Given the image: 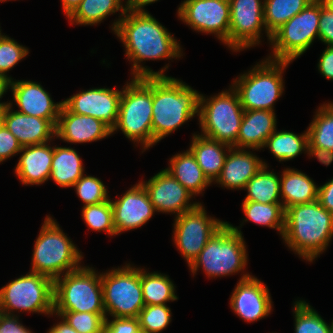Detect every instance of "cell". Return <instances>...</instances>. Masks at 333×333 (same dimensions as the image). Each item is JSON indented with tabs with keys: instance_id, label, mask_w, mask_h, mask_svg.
I'll list each match as a JSON object with an SVG mask.
<instances>
[{
	"instance_id": "obj_10",
	"label": "cell",
	"mask_w": 333,
	"mask_h": 333,
	"mask_svg": "<svg viewBox=\"0 0 333 333\" xmlns=\"http://www.w3.org/2000/svg\"><path fill=\"white\" fill-rule=\"evenodd\" d=\"M320 0H313L271 36L272 60L290 61L302 55L319 39Z\"/></svg>"
},
{
	"instance_id": "obj_22",
	"label": "cell",
	"mask_w": 333,
	"mask_h": 333,
	"mask_svg": "<svg viewBox=\"0 0 333 333\" xmlns=\"http://www.w3.org/2000/svg\"><path fill=\"white\" fill-rule=\"evenodd\" d=\"M12 103L3 109V119L6 128L17 138L19 144L30 146L48 143L56 136V126L48 119L12 111Z\"/></svg>"
},
{
	"instance_id": "obj_19",
	"label": "cell",
	"mask_w": 333,
	"mask_h": 333,
	"mask_svg": "<svg viewBox=\"0 0 333 333\" xmlns=\"http://www.w3.org/2000/svg\"><path fill=\"white\" fill-rule=\"evenodd\" d=\"M113 224L116 235L143 226L156 211L141 182L118 200L112 201Z\"/></svg>"
},
{
	"instance_id": "obj_47",
	"label": "cell",
	"mask_w": 333,
	"mask_h": 333,
	"mask_svg": "<svg viewBox=\"0 0 333 333\" xmlns=\"http://www.w3.org/2000/svg\"><path fill=\"white\" fill-rule=\"evenodd\" d=\"M318 70L327 79L333 80V46H327L320 56Z\"/></svg>"
},
{
	"instance_id": "obj_20",
	"label": "cell",
	"mask_w": 333,
	"mask_h": 333,
	"mask_svg": "<svg viewBox=\"0 0 333 333\" xmlns=\"http://www.w3.org/2000/svg\"><path fill=\"white\" fill-rule=\"evenodd\" d=\"M8 88L13 92V99L20 108L18 111L41 119L50 120L55 126L63 101L54 103L49 93L37 82L9 81Z\"/></svg>"
},
{
	"instance_id": "obj_41",
	"label": "cell",
	"mask_w": 333,
	"mask_h": 333,
	"mask_svg": "<svg viewBox=\"0 0 333 333\" xmlns=\"http://www.w3.org/2000/svg\"><path fill=\"white\" fill-rule=\"evenodd\" d=\"M84 206L98 204L109 200L103 182L94 176H82L73 186Z\"/></svg>"
},
{
	"instance_id": "obj_13",
	"label": "cell",
	"mask_w": 333,
	"mask_h": 333,
	"mask_svg": "<svg viewBox=\"0 0 333 333\" xmlns=\"http://www.w3.org/2000/svg\"><path fill=\"white\" fill-rule=\"evenodd\" d=\"M225 223L208 217L201 203L192 210L176 216L173 232L174 242L186 259L188 266L193 263L208 240Z\"/></svg>"
},
{
	"instance_id": "obj_24",
	"label": "cell",
	"mask_w": 333,
	"mask_h": 333,
	"mask_svg": "<svg viewBox=\"0 0 333 333\" xmlns=\"http://www.w3.org/2000/svg\"><path fill=\"white\" fill-rule=\"evenodd\" d=\"M15 173L24 185H39L49 179L54 146L46 143L24 146Z\"/></svg>"
},
{
	"instance_id": "obj_39",
	"label": "cell",
	"mask_w": 333,
	"mask_h": 333,
	"mask_svg": "<svg viewBox=\"0 0 333 333\" xmlns=\"http://www.w3.org/2000/svg\"><path fill=\"white\" fill-rule=\"evenodd\" d=\"M79 333H103L106 314L75 311H53Z\"/></svg>"
},
{
	"instance_id": "obj_26",
	"label": "cell",
	"mask_w": 333,
	"mask_h": 333,
	"mask_svg": "<svg viewBox=\"0 0 333 333\" xmlns=\"http://www.w3.org/2000/svg\"><path fill=\"white\" fill-rule=\"evenodd\" d=\"M224 148L229 151L231 146L199 134L193 135L189 150L195 156L198 165L211 183L220 176L224 166L227 156Z\"/></svg>"
},
{
	"instance_id": "obj_5",
	"label": "cell",
	"mask_w": 333,
	"mask_h": 333,
	"mask_svg": "<svg viewBox=\"0 0 333 333\" xmlns=\"http://www.w3.org/2000/svg\"><path fill=\"white\" fill-rule=\"evenodd\" d=\"M82 258L81 252L60 229L59 224L47 215L35 241L30 272L48 276L54 281L64 271L69 273L80 268Z\"/></svg>"
},
{
	"instance_id": "obj_45",
	"label": "cell",
	"mask_w": 333,
	"mask_h": 333,
	"mask_svg": "<svg viewBox=\"0 0 333 333\" xmlns=\"http://www.w3.org/2000/svg\"><path fill=\"white\" fill-rule=\"evenodd\" d=\"M21 148L17 138L3 125L0 129V163L20 153Z\"/></svg>"
},
{
	"instance_id": "obj_27",
	"label": "cell",
	"mask_w": 333,
	"mask_h": 333,
	"mask_svg": "<svg viewBox=\"0 0 333 333\" xmlns=\"http://www.w3.org/2000/svg\"><path fill=\"white\" fill-rule=\"evenodd\" d=\"M280 196L284 209L318 200V187L310 177L295 169H286L280 178Z\"/></svg>"
},
{
	"instance_id": "obj_44",
	"label": "cell",
	"mask_w": 333,
	"mask_h": 333,
	"mask_svg": "<svg viewBox=\"0 0 333 333\" xmlns=\"http://www.w3.org/2000/svg\"><path fill=\"white\" fill-rule=\"evenodd\" d=\"M319 40L333 46V10L320 0Z\"/></svg>"
},
{
	"instance_id": "obj_43",
	"label": "cell",
	"mask_w": 333,
	"mask_h": 333,
	"mask_svg": "<svg viewBox=\"0 0 333 333\" xmlns=\"http://www.w3.org/2000/svg\"><path fill=\"white\" fill-rule=\"evenodd\" d=\"M103 333H141L138 317L106 318Z\"/></svg>"
},
{
	"instance_id": "obj_17",
	"label": "cell",
	"mask_w": 333,
	"mask_h": 333,
	"mask_svg": "<svg viewBox=\"0 0 333 333\" xmlns=\"http://www.w3.org/2000/svg\"><path fill=\"white\" fill-rule=\"evenodd\" d=\"M230 305L234 313L247 322L258 321L268 316L272 301L268 288L250 274H243L237 283Z\"/></svg>"
},
{
	"instance_id": "obj_23",
	"label": "cell",
	"mask_w": 333,
	"mask_h": 333,
	"mask_svg": "<svg viewBox=\"0 0 333 333\" xmlns=\"http://www.w3.org/2000/svg\"><path fill=\"white\" fill-rule=\"evenodd\" d=\"M224 166L220 176L215 182L222 185V187L231 189H244L246 183L258 173L263 166H267L265 162L253 155L250 151L245 149L231 147L228 151Z\"/></svg>"
},
{
	"instance_id": "obj_40",
	"label": "cell",
	"mask_w": 333,
	"mask_h": 333,
	"mask_svg": "<svg viewBox=\"0 0 333 333\" xmlns=\"http://www.w3.org/2000/svg\"><path fill=\"white\" fill-rule=\"evenodd\" d=\"M171 310L167 305H145L139 312L141 333H159L171 322Z\"/></svg>"
},
{
	"instance_id": "obj_37",
	"label": "cell",
	"mask_w": 333,
	"mask_h": 333,
	"mask_svg": "<svg viewBox=\"0 0 333 333\" xmlns=\"http://www.w3.org/2000/svg\"><path fill=\"white\" fill-rule=\"evenodd\" d=\"M295 333H331V325L306 301L294 303Z\"/></svg>"
},
{
	"instance_id": "obj_32",
	"label": "cell",
	"mask_w": 333,
	"mask_h": 333,
	"mask_svg": "<svg viewBox=\"0 0 333 333\" xmlns=\"http://www.w3.org/2000/svg\"><path fill=\"white\" fill-rule=\"evenodd\" d=\"M268 166L256 173L250 181L246 183L245 190L248 194L244 201H254L263 204L282 203L280 196V178L270 171Z\"/></svg>"
},
{
	"instance_id": "obj_33",
	"label": "cell",
	"mask_w": 333,
	"mask_h": 333,
	"mask_svg": "<svg viewBox=\"0 0 333 333\" xmlns=\"http://www.w3.org/2000/svg\"><path fill=\"white\" fill-rule=\"evenodd\" d=\"M313 0H264V23L272 35Z\"/></svg>"
},
{
	"instance_id": "obj_52",
	"label": "cell",
	"mask_w": 333,
	"mask_h": 333,
	"mask_svg": "<svg viewBox=\"0 0 333 333\" xmlns=\"http://www.w3.org/2000/svg\"><path fill=\"white\" fill-rule=\"evenodd\" d=\"M63 10L67 18L74 12V10L80 5L82 0H61Z\"/></svg>"
},
{
	"instance_id": "obj_1",
	"label": "cell",
	"mask_w": 333,
	"mask_h": 333,
	"mask_svg": "<svg viewBox=\"0 0 333 333\" xmlns=\"http://www.w3.org/2000/svg\"><path fill=\"white\" fill-rule=\"evenodd\" d=\"M112 30L121 39L126 56L133 61V78L166 76V65L158 72L140 65L144 60L180 58V44L148 12L126 11L125 15L114 22Z\"/></svg>"
},
{
	"instance_id": "obj_56",
	"label": "cell",
	"mask_w": 333,
	"mask_h": 333,
	"mask_svg": "<svg viewBox=\"0 0 333 333\" xmlns=\"http://www.w3.org/2000/svg\"><path fill=\"white\" fill-rule=\"evenodd\" d=\"M331 333H333V322L331 323Z\"/></svg>"
},
{
	"instance_id": "obj_57",
	"label": "cell",
	"mask_w": 333,
	"mask_h": 333,
	"mask_svg": "<svg viewBox=\"0 0 333 333\" xmlns=\"http://www.w3.org/2000/svg\"><path fill=\"white\" fill-rule=\"evenodd\" d=\"M3 36H4V35H1V31H0V40L2 39Z\"/></svg>"
},
{
	"instance_id": "obj_14",
	"label": "cell",
	"mask_w": 333,
	"mask_h": 333,
	"mask_svg": "<svg viewBox=\"0 0 333 333\" xmlns=\"http://www.w3.org/2000/svg\"><path fill=\"white\" fill-rule=\"evenodd\" d=\"M178 16L195 31L214 33L229 47V0H185Z\"/></svg>"
},
{
	"instance_id": "obj_28",
	"label": "cell",
	"mask_w": 333,
	"mask_h": 333,
	"mask_svg": "<svg viewBox=\"0 0 333 333\" xmlns=\"http://www.w3.org/2000/svg\"><path fill=\"white\" fill-rule=\"evenodd\" d=\"M165 170L192 195L202 193L211 184L189 149L174 155L170 159V167Z\"/></svg>"
},
{
	"instance_id": "obj_8",
	"label": "cell",
	"mask_w": 333,
	"mask_h": 333,
	"mask_svg": "<svg viewBox=\"0 0 333 333\" xmlns=\"http://www.w3.org/2000/svg\"><path fill=\"white\" fill-rule=\"evenodd\" d=\"M290 63L267 58L234 80L233 89L238 93L242 108L274 112L273 105L284 90L282 71Z\"/></svg>"
},
{
	"instance_id": "obj_38",
	"label": "cell",
	"mask_w": 333,
	"mask_h": 333,
	"mask_svg": "<svg viewBox=\"0 0 333 333\" xmlns=\"http://www.w3.org/2000/svg\"><path fill=\"white\" fill-rule=\"evenodd\" d=\"M82 217L90 229L98 232L105 231L109 235H116L110 199L98 204L83 206Z\"/></svg>"
},
{
	"instance_id": "obj_4",
	"label": "cell",
	"mask_w": 333,
	"mask_h": 333,
	"mask_svg": "<svg viewBox=\"0 0 333 333\" xmlns=\"http://www.w3.org/2000/svg\"><path fill=\"white\" fill-rule=\"evenodd\" d=\"M146 150L153 145L152 77L133 78L122 90L119 102L117 129Z\"/></svg>"
},
{
	"instance_id": "obj_55",
	"label": "cell",
	"mask_w": 333,
	"mask_h": 333,
	"mask_svg": "<svg viewBox=\"0 0 333 333\" xmlns=\"http://www.w3.org/2000/svg\"><path fill=\"white\" fill-rule=\"evenodd\" d=\"M4 125L3 110H0V129Z\"/></svg>"
},
{
	"instance_id": "obj_42",
	"label": "cell",
	"mask_w": 333,
	"mask_h": 333,
	"mask_svg": "<svg viewBox=\"0 0 333 333\" xmlns=\"http://www.w3.org/2000/svg\"><path fill=\"white\" fill-rule=\"evenodd\" d=\"M29 53L26 47L19 45L10 37L3 36L0 40V76L11 81L6 73Z\"/></svg>"
},
{
	"instance_id": "obj_25",
	"label": "cell",
	"mask_w": 333,
	"mask_h": 333,
	"mask_svg": "<svg viewBox=\"0 0 333 333\" xmlns=\"http://www.w3.org/2000/svg\"><path fill=\"white\" fill-rule=\"evenodd\" d=\"M276 131L275 112L269 110H244L236 148H264L266 140Z\"/></svg>"
},
{
	"instance_id": "obj_2",
	"label": "cell",
	"mask_w": 333,
	"mask_h": 333,
	"mask_svg": "<svg viewBox=\"0 0 333 333\" xmlns=\"http://www.w3.org/2000/svg\"><path fill=\"white\" fill-rule=\"evenodd\" d=\"M282 237L289 248L312 262L333 237V214L318 200L286 208Z\"/></svg>"
},
{
	"instance_id": "obj_50",
	"label": "cell",
	"mask_w": 333,
	"mask_h": 333,
	"mask_svg": "<svg viewBox=\"0 0 333 333\" xmlns=\"http://www.w3.org/2000/svg\"><path fill=\"white\" fill-rule=\"evenodd\" d=\"M158 0H127L126 1V11L132 12H146L142 8L150 3L156 2Z\"/></svg>"
},
{
	"instance_id": "obj_15",
	"label": "cell",
	"mask_w": 333,
	"mask_h": 333,
	"mask_svg": "<svg viewBox=\"0 0 333 333\" xmlns=\"http://www.w3.org/2000/svg\"><path fill=\"white\" fill-rule=\"evenodd\" d=\"M230 25L229 47L231 50L252 47L260 43L262 27L271 41V34L266 30L264 23V2L260 0H229Z\"/></svg>"
},
{
	"instance_id": "obj_51",
	"label": "cell",
	"mask_w": 333,
	"mask_h": 333,
	"mask_svg": "<svg viewBox=\"0 0 333 333\" xmlns=\"http://www.w3.org/2000/svg\"><path fill=\"white\" fill-rule=\"evenodd\" d=\"M63 321L59 322L57 325L51 327L48 333H76V330L72 328L67 321L62 318Z\"/></svg>"
},
{
	"instance_id": "obj_29",
	"label": "cell",
	"mask_w": 333,
	"mask_h": 333,
	"mask_svg": "<svg viewBox=\"0 0 333 333\" xmlns=\"http://www.w3.org/2000/svg\"><path fill=\"white\" fill-rule=\"evenodd\" d=\"M83 173L82 160L73 148L54 147L49 178L60 187H73Z\"/></svg>"
},
{
	"instance_id": "obj_34",
	"label": "cell",
	"mask_w": 333,
	"mask_h": 333,
	"mask_svg": "<svg viewBox=\"0 0 333 333\" xmlns=\"http://www.w3.org/2000/svg\"><path fill=\"white\" fill-rule=\"evenodd\" d=\"M308 132L297 135L289 131H275L265 142L271 153L281 161L297 157L302 151L307 152Z\"/></svg>"
},
{
	"instance_id": "obj_3",
	"label": "cell",
	"mask_w": 333,
	"mask_h": 333,
	"mask_svg": "<svg viewBox=\"0 0 333 333\" xmlns=\"http://www.w3.org/2000/svg\"><path fill=\"white\" fill-rule=\"evenodd\" d=\"M200 94L168 76H152L153 145L199 115Z\"/></svg>"
},
{
	"instance_id": "obj_31",
	"label": "cell",
	"mask_w": 333,
	"mask_h": 333,
	"mask_svg": "<svg viewBox=\"0 0 333 333\" xmlns=\"http://www.w3.org/2000/svg\"><path fill=\"white\" fill-rule=\"evenodd\" d=\"M140 283L145 305H166V302L178 299L175 286L167 275L140 269Z\"/></svg>"
},
{
	"instance_id": "obj_36",
	"label": "cell",
	"mask_w": 333,
	"mask_h": 333,
	"mask_svg": "<svg viewBox=\"0 0 333 333\" xmlns=\"http://www.w3.org/2000/svg\"><path fill=\"white\" fill-rule=\"evenodd\" d=\"M316 113L307 129L308 142L333 151V103L323 104Z\"/></svg>"
},
{
	"instance_id": "obj_46",
	"label": "cell",
	"mask_w": 333,
	"mask_h": 333,
	"mask_svg": "<svg viewBox=\"0 0 333 333\" xmlns=\"http://www.w3.org/2000/svg\"><path fill=\"white\" fill-rule=\"evenodd\" d=\"M0 312V333H32L19 322L18 316Z\"/></svg>"
},
{
	"instance_id": "obj_54",
	"label": "cell",
	"mask_w": 333,
	"mask_h": 333,
	"mask_svg": "<svg viewBox=\"0 0 333 333\" xmlns=\"http://www.w3.org/2000/svg\"><path fill=\"white\" fill-rule=\"evenodd\" d=\"M322 1L328 8L333 10V0H322Z\"/></svg>"
},
{
	"instance_id": "obj_12",
	"label": "cell",
	"mask_w": 333,
	"mask_h": 333,
	"mask_svg": "<svg viewBox=\"0 0 333 333\" xmlns=\"http://www.w3.org/2000/svg\"><path fill=\"white\" fill-rule=\"evenodd\" d=\"M54 281L29 272L0 289V312L14 315V310L53 315Z\"/></svg>"
},
{
	"instance_id": "obj_9",
	"label": "cell",
	"mask_w": 333,
	"mask_h": 333,
	"mask_svg": "<svg viewBox=\"0 0 333 333\" xmlns=\"http://www.w3.org/2000/svg\"><path fill=\"white\" fill-rule=\"evenodd\" d=\"M243 115L244 109L233 87L209 99L200 94L198 116L204 137L236 148Z\"/></svg>"
},
{
	"instance_id": "obj_7",
	"label": "cell",
	"mask_w": 333,
	"mask_h": 333,
	"mask_svg": "<svg viewBox=\"0 0 333 333\" xmlns=\"http://www.w3.org/2000/svg\"><path fill=\"white\" fill-rule=\"evenodd\" d=\"M53 311L105 314L101 274L83 266L55 279Z\"/></svg>"
},
{
	"instance_id": "obj_18",
	"label": "cell",
	"mask_w": 333,
	"mask_h": 333,
	"mask_svg": "<svg viewBox=\"0 0 333 333\" xmlns=\"http://www.w3.org/2000/svg\"><path fill=\"white\" fill-rule=\"evenodd\" d=\"M141 184L158 212L177 213L179 216L199 204L189 203L193 195L165 169L158 172L148 182L142 181Z\"/></svg>"
},
{
	"instance_id": "obj_16",
	"label": "cell",
	"mask_w": 333,
	"mask_h": 333,
	"mask_svg": "<svg viewBox=\"0 0 333 333\" xmlns=\"http://www.w3.org/2000/svg\"><path fill=\"white\" fill-rule=\"evenodd\" d=\"M122 91L109 88H92L79 92L63 101L72 113L92 116L114 129Z\"/></svg>"
},
{
	"instance_id": "obj_49",
	"label": "cell",
	"mask_w": 333,
	"mask_h": 333,
	"mask_svg": "<svg viewBox=\"0 0 333 333\" xmlns=\"http://www.w3.org/2000/svg\"><path fill=\"white\" fill-rule=\"evenodd\" d=\"M307 153L309 156L311 155L318 158L319 162L326 166L330 165L333 161V151L312 146L309 142L307 146Z\"/></svg>"
},
{
	"instance_id": "obj_21",
	"label": "cell",
	"mask_w": 333,
	"mask_h": 333,
	"mask_svg": "<svg viewBox=\"0 0 333 333\" xmlns=\"http://www.w3.org/2000/svg\"><path fill=\"white\" fill-rule=\"evenodd\" d=\"M112 130L92 116L70 112L62 105L56 125V137L69 143H86L103 139Z\"/></svg>"
},
{
	"instance_id": "obj_30",
	"label": "cell",
	"mask_w": 333,
	"mask_h": 333,
	"mask_svg": "<svg viewBox=\"0 0 333 333\" xmlns=\"http://www.w3.org/2000/svg\"><path fill=\"white\" fill-rule=\"evenodd\" d=\"M122 0H82L80 5L68 17L71 24L95 25L117 11L121 16L125 15L126 6Z\"/></svg>"
},
{
	"instance_id": "obj_48",
	"label": "cell",
	"mask_w": 333,
	"mask_h": 333,
	"mask_svg": "<svg viewBox=\"0 0 333 333\" xmlns=\"http://www.w3.org/2000/svg\"><path fill=\"white\" fill-rule=\"evenodd\" d=\"M318 201L322 207L333 214V179L318 187Z\"/></svg>"
},
{
	"instance_id": "obj_11",
	"label": "cell",
	"mask_w": 333,
	"mask_h": 333,
	"mask_svg": "<svg viewBox=\"0 0 333 333\" xmlns=\"http://www.w3.org/2000/svg\"><path fill=\"white\" fill-rule=\"evenodd\" d=\"M105 314L113 318L138 317L145 306L140 268L130 264L101 274Z\"/></svg>"
},
{
	"instance_id": "obj_53",
	"label": "cell",
	"mask_w": 333,
	"mask_h": 333,
	"mask_svg": "<svg viewBox=\"0 0 333 333\" xmlns=\"http://www.w3.org/2000/svg\"><path fill=\"white\" fill-rule=\"evenodd\" d=\"M9 81L3 77L0 76V98L6 93L9 88H8ZM8 103H1L0 102V110H3Z\"/></svg>"
},
{
	"instance_id": "obj_6",
	"label": "cell",
	"mask_w": 333,
	"mask_h": 333,
	"mask_svg": "<svg viewBox=\"0 0 333 333\" xmlns=\"http://www.w3.org/2000/svg\"><path fill=\"white\" fill-rule=\"evenodd\" d=\"M241 230L226 222L206 243L189 266L193 274L201 266L208 277H221L243 270L247 264Z\"/></svg>"
},
{
	"instance_id": "obj_35",
	"label": "cell",
	"mask_w": 333,
	"mask_h": 333,
	"mask_svg": "<svg viewBox=\"0 0 333 333\" xmlns=\"http://www.w3.org/2000/svg\"><path fill=\"white\" fill-rule=\"evenodd\" d=\"M245 221L277 229L283 235L285 227V209L282 203L263 204L254 201H243Z\"/></svg>"
}]
</instances>
